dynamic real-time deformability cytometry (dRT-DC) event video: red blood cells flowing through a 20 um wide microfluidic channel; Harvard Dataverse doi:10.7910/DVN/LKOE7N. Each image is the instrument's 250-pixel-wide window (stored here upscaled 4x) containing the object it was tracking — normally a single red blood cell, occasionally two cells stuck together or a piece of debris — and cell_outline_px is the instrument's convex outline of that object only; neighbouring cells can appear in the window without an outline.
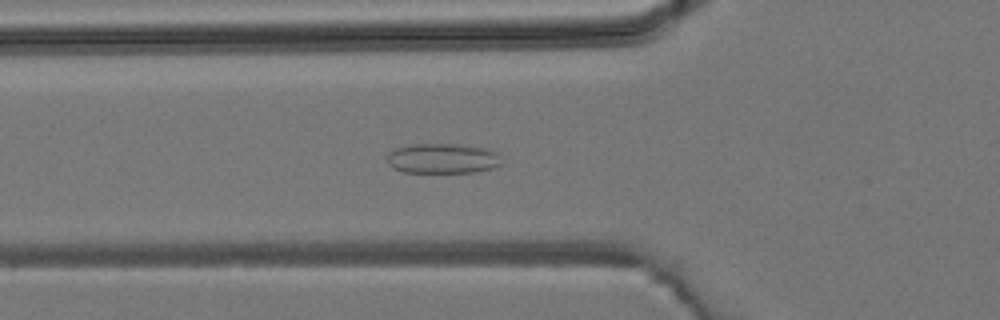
{"species": "common noctule bat (a hibernating species)", "species_latin": "Nyctalus noctula", "temperature_condition": "room temperature", "stored_images_in_passage": 38, "camera_frame_rate_fps": 3000, "um_per_image_px": 0.085, "animal": {"sex": "male", "body_mass_g": 19.2, "forearm_length_mm": 51.8}, "frame": {"image": 1, "passage_image": 15, "time_ms": 4.667, "image_size_px": [1000, 320], "cell_outline_px": [[504, 164], [492, 168], [472, 172], [404, 172], [392, 168], [388, 164], [388, 152], [396, 148], [412, 144], [456, 144], [484, 148], [496, 152], [500, 156]], "centroid_in_image_um": [37.63, 13.47], "position_along_channel_um": 88.2, "area_um2": 20.06}}
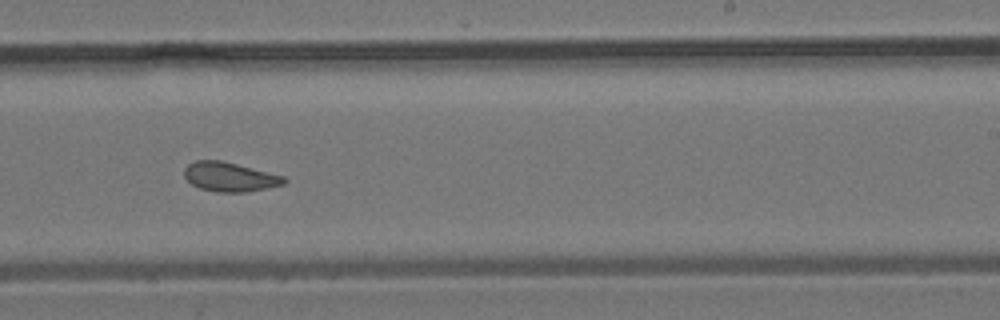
{"frame": {"image": 2, "passage_image": 27, "time_ms": 8.667, "image_size_px": [1000, 320], "cell_outline_px": [[288, 180], [284, 184], [244, 192], [216, 192], [200, 188], [192, 184], [184, 176], [184, 168], [188, 164], [196, 160], [220, 160], [284, 176]], "centroid_in_image_um": [19.5, 15.03], "position_along_channel_um": 269.5, "area_um2": 16.82}}
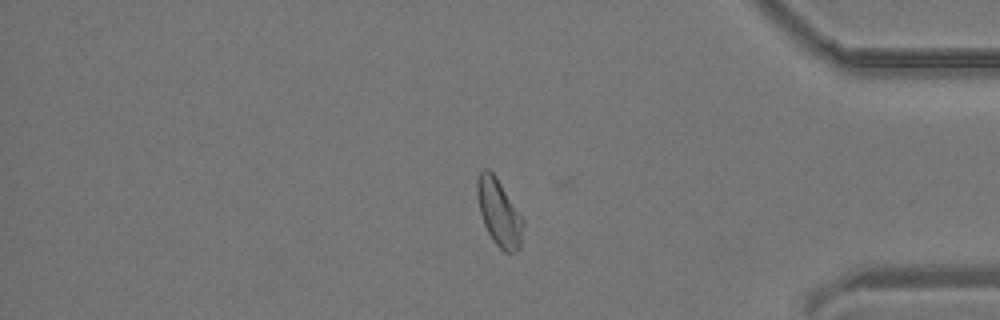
{"frame": {"image": 3, "passage_image": 37, "time_ms": 12.0, "image_size_px": [1000, 320], "cell_outline_px": [[524, 224], [520, 248], [516, 252], [504, 252], [492, 240], [484, 224], [480, 212], [476, 192], [476, 184], [480, 172], [484, 168], [488, 168], [496, 176], [524, 220]], "centroid_in_image_um": [42.42, 18.08], "position_along_channel_um": 392.8, "area_um2": 17.86}}